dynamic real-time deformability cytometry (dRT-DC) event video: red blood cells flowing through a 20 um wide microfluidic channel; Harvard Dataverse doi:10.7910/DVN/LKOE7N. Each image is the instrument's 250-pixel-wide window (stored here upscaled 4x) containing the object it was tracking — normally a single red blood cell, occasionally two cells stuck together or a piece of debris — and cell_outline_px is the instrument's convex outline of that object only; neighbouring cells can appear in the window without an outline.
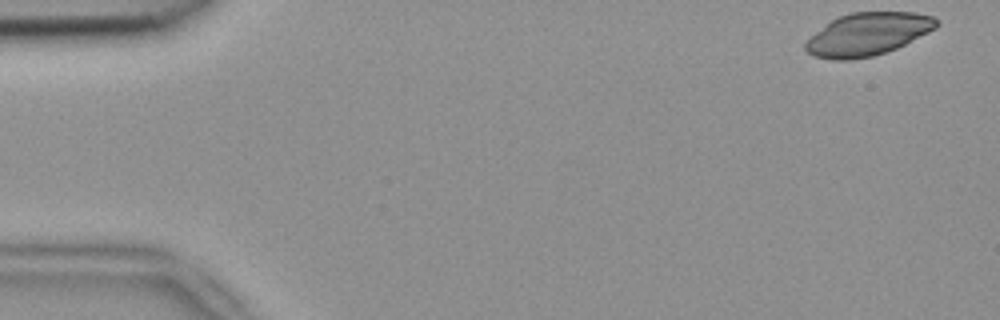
{"species": "common noctule bat (a hibernating species)", "species_latin": "Nyctalus noctula", "temperature_condition": "room temperature", "stored_images_in_passage": 7, "camera_frame_rate_fps": 3000, "um_per_image_px": 0.085, "animal": {"sex": "female", "body_mass_g": 18.4}, "frame": {"image": 1, "passage_image": 1, "time_ms": 0.0, "image_size_px": [1000, 320], "cell_outline_px": [[940, 24], [936, 28], [896, 48], [872, 56], [848, 60], [832, 60], [812, 56], [804, 48], [804, 44], [816, 32], [832, 20], [840, 16], [852, 12], [916, 12], [932, 16]], "centroid_in_image_um": [73.75, 2.9], "position_along_channel_um": 11.2, "area_um2": 32.25}}